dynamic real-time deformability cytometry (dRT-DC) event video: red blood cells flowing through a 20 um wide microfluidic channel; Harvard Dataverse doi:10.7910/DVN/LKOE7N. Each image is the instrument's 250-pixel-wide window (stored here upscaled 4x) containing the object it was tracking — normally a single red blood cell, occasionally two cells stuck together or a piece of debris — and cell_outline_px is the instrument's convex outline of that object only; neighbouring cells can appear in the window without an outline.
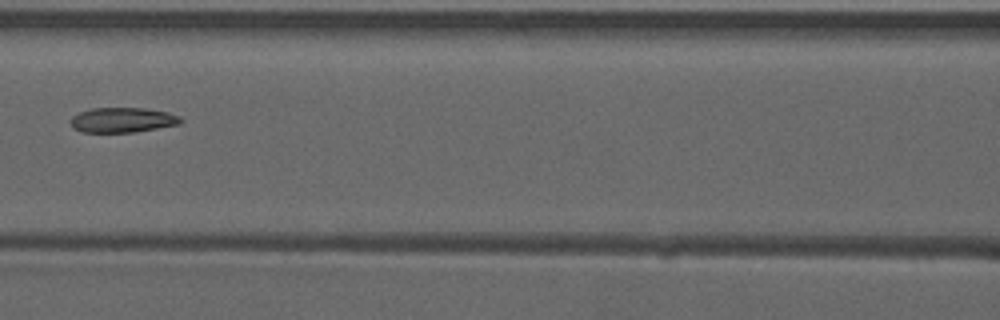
{"species": "common noctule bat (a hibernating species)", "species_latin": "Nyctalus noctula", "temperature_condition": "warm", "stored_images_in_passage": 7, "camera_frame_rate_fps": 3000, "um_per_image_px": 0.085, "animal": {"sex": "male", "forearm_length_mm": 52.5}, "frame": {"image": 1, "passage_image": 6, "time_ms": 1.667, "image_size_px": [1000, 320], "cell_outline_px": [[184, 120], [180, 124], [136, 132], [80, 132], [72, 128], [72, 116], [80, 112], [92, 108], [144, 108], [168, 112], [180, 116]], "centroid_in_image_um": [10.45, 10.2], "position_along_channel_um": 156.2, "area_um2": 16.07}}
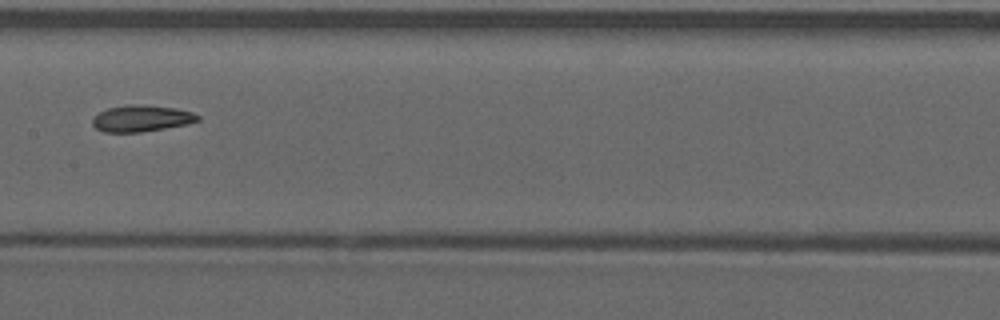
{"frame": {"image": 2, "passage_image": 7, "time_ms": 2.0, "image_size_px": [1000, 320], "cell_outline_px": [[200, 120], [188, 124], [140, 132], [104, 132], [96, 128], [92, 124], [92, 116], [108, 108], [128, 104], [140, 104], [172, 108], [192, 112], [200, 116]], "centroid_in_image_um": [12.0, 10.06], "position_along_channel_um": 195.4, "area_um2": 16.18}}